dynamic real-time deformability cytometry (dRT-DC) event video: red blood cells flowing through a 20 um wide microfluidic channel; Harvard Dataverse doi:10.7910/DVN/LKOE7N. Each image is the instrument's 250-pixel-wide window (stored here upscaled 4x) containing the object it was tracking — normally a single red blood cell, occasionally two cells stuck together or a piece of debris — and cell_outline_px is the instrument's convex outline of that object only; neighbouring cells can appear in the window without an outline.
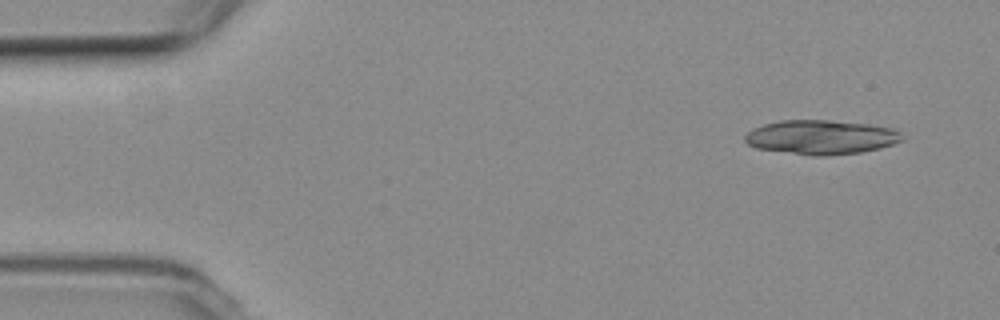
{"species": "common noctule bat (a hibernating species)", "species_latin": "Nyctalus noctula", "temperature_condition": "room temperature", "stored_images_in_passage": 5, "camera_frame_rate_fps": 3000, "um_per_image_px": 0.085, "animal": {"sex": "female", "body_mass_g": 19.3, "forearm_length_mm": 54.1}, "frame": {"image": 1, "passage_image": 1, "time_ms": 0.0, "image_size_px": [1000, 320], "cell_outline_px": [[904, 140], [880, 148], [860, 152], [824, 156], [816, 156], [756, 148], [748, 144], [744, 140], [744, 136], [752, 128], [764, 124], [780, 120], [828, 120], [868, 124], [892, 128], [900, 132]], "centroid_in_image_um": [69.78, 11.65], "position_along_channel_um": 15.2, "area_um2": 31.33}}
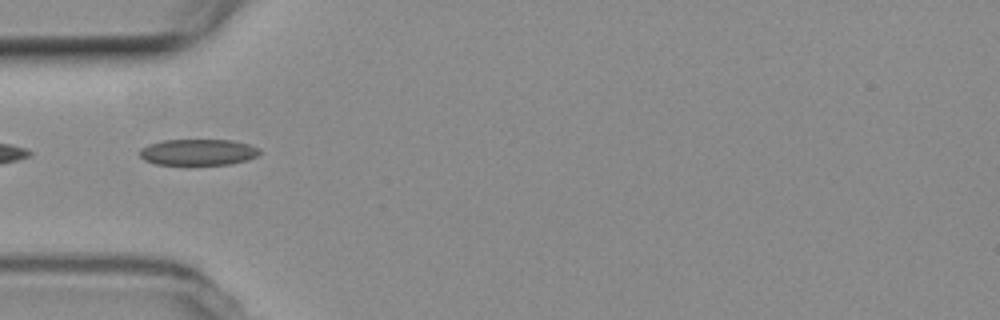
{"frame": {"image": 2, "passage_image": 5, "time_ms": 4.667, "image_size_px": [1000, 320], "cell_outline_px": [[260, 152], [256, 156], [248, 160], [228, 164], [184, 168], [156, 164], [144, 160], [140, 156], [140, 148], [148, 144], [160, 140], [232, 140], [248, 144], [260, 148]], "centroid_in_image_um": [16.78, 12.98], "position_along_channel_um": 68.2, "area_um2": 19.31}}